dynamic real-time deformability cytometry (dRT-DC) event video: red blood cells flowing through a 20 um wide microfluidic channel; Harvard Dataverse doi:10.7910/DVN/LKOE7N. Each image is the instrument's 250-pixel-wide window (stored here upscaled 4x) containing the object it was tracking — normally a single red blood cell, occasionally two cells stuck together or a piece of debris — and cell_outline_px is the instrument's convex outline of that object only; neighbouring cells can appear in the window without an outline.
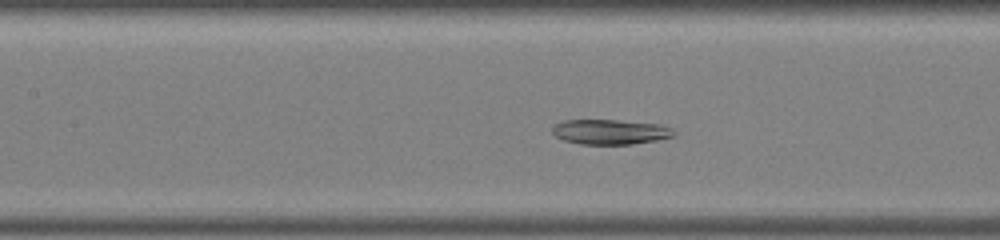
{"species": "common noctule bat (a hibernating species)", "species_latin": "Nyctalus noctula", "temperature_condition": "warm", "stored_images_in_passage": 45, "camera_frame_rate_fps": 3000, "um_per_image_px": 0.085, "animal": {"sex": "male", "body_mass_g": 19.0, "forearm_length_mm": 50.8}, "frame": {"image": 1, "passage_image": 17, "time_ms": 5.333, "image_size_px": [1000, 240], "cell_outline_px": [[676, 132], [672, 136], [656, 140], [632, 144], [580, 144], [564, 140], [556, 136], [552, 132], [552, 128], [556, 124], [564, 120], [616, 120], [656, 124], [672, 128]], "centroid_in_image_um": [51.85, 11.21], "position_along_channel_um": 155.6, "area_um2": 17.46}}
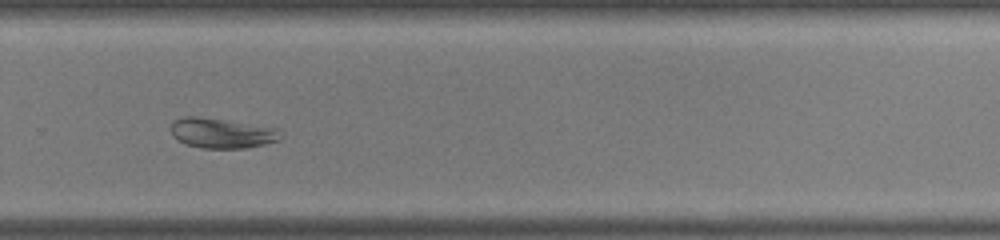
{"frame": {"image": 2, "passage_image": 29, "time_ms": 9.333, "image_size_px": [1000, 240], "cell_outline_px": [[284, 136], [280, 140], [248, 148], [204, 148], [184, 144], [176, 140], [172, 136], [172, 124], [176, 120], [184, 116], [196, 116], [276, 128]], "centroid_in_image_um": [18.85, 11.33], "position_along_channel_um": 310.9, "area_um2": 19.07}}
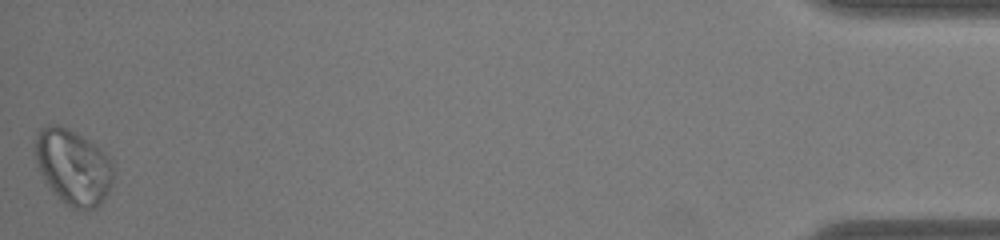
{"frame": {"image": 3, "passage_image": 45, "time_ms": 14.667, "image_size_px": [1000, 240], "cell_outline_px": [[112, 180], [108, 192], [104, 200], [96, 208], [88, 212], [72, 208], [48, 184], [36, 160], [36, 132], [40, 128], [48, 124], [56, 124], [76, 132], [100, 148], [108, 156], [112, 164]], "centroid_in_image_um": [6.25, 14.18], "position_along_channel_um": 428.9, "area_um2": 33.76}, "authors_computed_cell_mechanics": {"area_um2": 24.1026, "velocity_mm_per_s": 3.8933, "shape_relaxation_time_tau1_ms": null, "shape_relaxation_time_tau2_ms": 3.955, "deformation_change_tau1": null, "deformation_change_tau2": 0.0675}}